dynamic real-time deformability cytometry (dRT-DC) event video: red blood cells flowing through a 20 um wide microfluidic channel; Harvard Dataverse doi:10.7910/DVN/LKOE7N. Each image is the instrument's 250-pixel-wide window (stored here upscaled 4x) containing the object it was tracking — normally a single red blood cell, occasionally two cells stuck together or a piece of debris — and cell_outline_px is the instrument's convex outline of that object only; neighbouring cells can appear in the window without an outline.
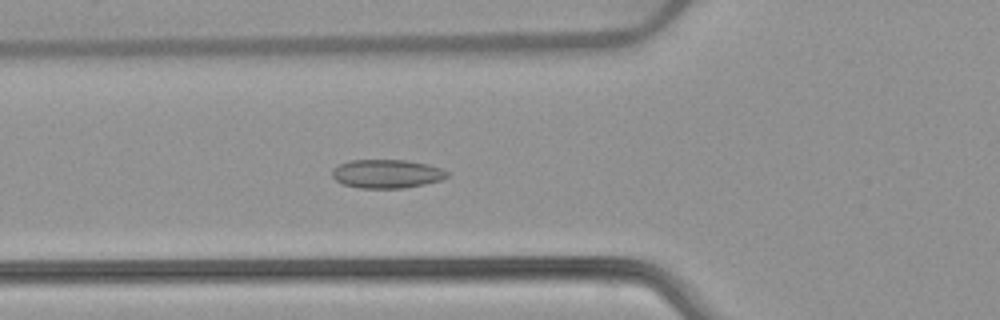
{"species": "common noctule bat (a hibernating species)", "species_latin": "Nyctalus noctula", "temperature_condition": "warm", "stored_images_in_passage": 41, "camera_frame_rate_fps": 3000, "um_per_image_px": 0.085, "animal": {"sex": "female", "body_mass_g": 22.7, "forearm_length_mm": 54.2}, "frame": {"image": 1, "passage_image": 7, "time_ms": 2.0, "image_size_px": [1000, 320], "cell_outline_px": [[448, 176], [440, 180], [424, 184], [404, 188], [360, 188], [344, 184], [336, 180], [332, 176], [332, 172], [340, 164], [352, 160], [408, 160], [428, 164], [440, 168], [448, 172]], "centroid_in_image_um": [32.9, 14.77], "position_along_channel_um": 92.9, "area_um2": 19.02}}
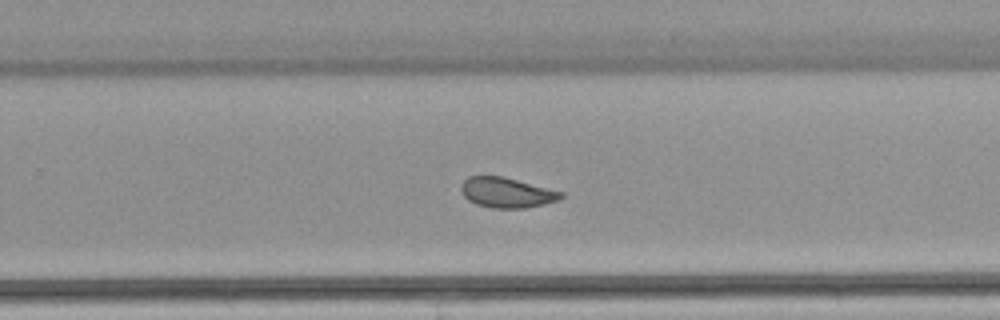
{"frame": {"image": 2, "passage_image": 22, "time_ms": 7.0, "image_size_px": [1000, 320], "cell_outline_px": [[564, 196], [560, 200], [544, 204], [524, 208], [492, 208], [476, 204], [468, 200], [464, 196], [460, 188], [464, 180], [468, 176], [504, 176], [564, 192]], "centroid_in_image_um": [43.09, 16.37], "position_along_channel_um": 286.7, "area_um2": 17.69}}
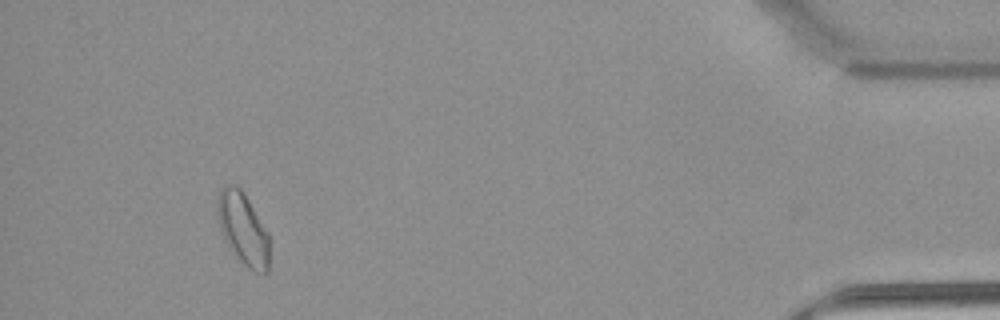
{"frame": {"image": 3, "passage_image": 37, "time_ms": 12.0, "image_size_px": [1000, 320], "cell_outline_px": [[268, 272], [256, 272], [248, 268], [236, 260], [220, 228], [216, 208], [216, 204], [220, 192], [228, 184], [236, 184], [244, 192], [268, 232]], "centroid_in_image_um": [20.65, 19.45], "position_along_channel_um": 414.6, "area_um2": 21.73}, "authors_computed_cell_mechanics": {"area_um2": 18.4382, "velocity_mm_per_s": 3.8774, "shape_relaxation_time_tau1_ms": null, "shape_relaxation_time_tau2_ms": 1.2122, "deformation_change_tau1": null, "deformation_change_tau2": 0.0723}}